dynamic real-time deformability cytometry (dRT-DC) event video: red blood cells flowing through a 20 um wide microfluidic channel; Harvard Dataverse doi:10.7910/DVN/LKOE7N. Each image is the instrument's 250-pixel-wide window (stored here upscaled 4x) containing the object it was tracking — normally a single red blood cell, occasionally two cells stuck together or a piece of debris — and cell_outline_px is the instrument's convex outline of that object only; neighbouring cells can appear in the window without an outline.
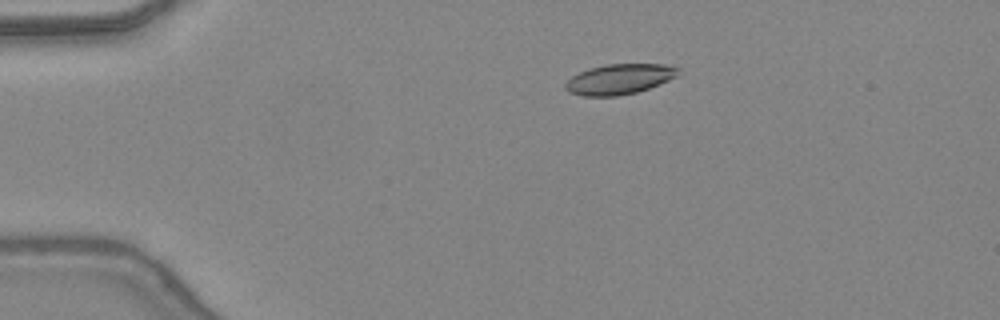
{"species": "common noctule bat (a hibernating species)", "species_latin": "Nyctalus noctula", "temperature_condition": "warm", "stored_images_in_passage": 16, "camera_frame_rate_fps": 3000, "um_per_image_px": 0.085, "animal": {"sex": "female", "body_mass_g": 24.6, "forearm_length_mm": 56.2}, "frame": {"image": 1, "passage_image": 10, "time_ms": 3.0, "image_size_px": [1000, 320], "cell_outline_px": [[680, 68], [676, 76], [660, 84], [636, 92], [616, 96], [580, 96], [568, 92], [564, 88], [564, 84], [572, 76], [588, 68], [608, 64], [664, 64]], "centroid_in_image_um": [52.61, 6.73], "position_along_channel_um": 32.4, "area_um2": 19.88}}